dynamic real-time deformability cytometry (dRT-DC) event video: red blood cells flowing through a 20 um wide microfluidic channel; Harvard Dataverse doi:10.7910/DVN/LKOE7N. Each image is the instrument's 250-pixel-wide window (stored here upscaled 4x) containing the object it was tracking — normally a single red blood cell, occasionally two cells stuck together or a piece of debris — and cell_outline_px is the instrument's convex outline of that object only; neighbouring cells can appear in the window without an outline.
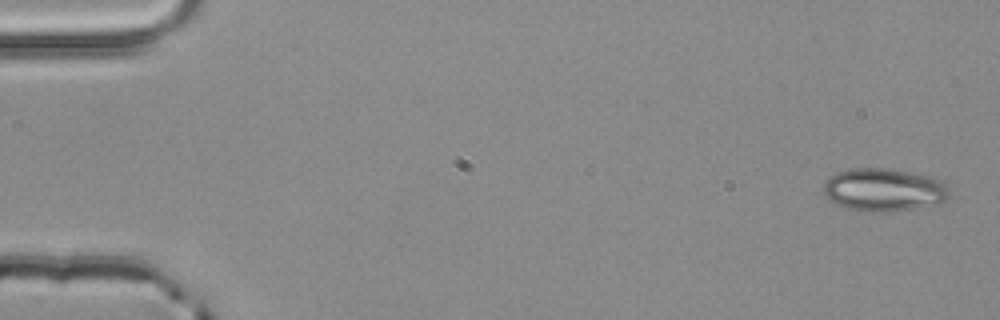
{"species": "common noctule bat (a hibernating species)", "species_latin": "Nyctalus noctula", "temperature_condition": "room temperature", "stored_images_in_passage": 3, "camera_frame_rate_fps": 3000, "um_per_image_px": 0.085, "animal": {"sex": "male", "body_mass_g": 20.4}, "frame": {"image": 1, "passage_image": 1, "time_ms": 0.0, "image_size_px": [1000, 320], "cell_outline_px": [[948, 196], [944, 200], [912, 208], [888, 212], [864, 212], [848, 208], [836, 204], [828, 200], [824, 192], [824, 184], [828, 176], [836, 172], [848, 168], [888, 168], [932, 176], [940, 180], [944, 184], [948, 192]], "centroid_in_image_um": [75.03, 16.11], "position_along_channel_um": 10.0, "area_um2": 31.33}}